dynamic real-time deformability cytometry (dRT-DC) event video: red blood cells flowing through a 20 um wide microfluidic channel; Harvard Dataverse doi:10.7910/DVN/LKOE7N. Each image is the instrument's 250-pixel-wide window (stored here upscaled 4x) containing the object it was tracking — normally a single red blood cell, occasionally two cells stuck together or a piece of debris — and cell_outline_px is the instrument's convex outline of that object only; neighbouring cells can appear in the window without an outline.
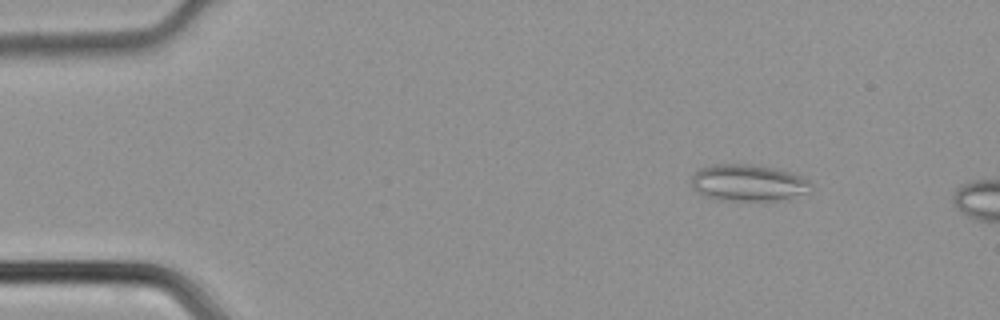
{"species": "common noctule bat (a hibernating species)", "species_latin": "Nyctalus noctula", "temperature_condition": "cold", "stored_images_in_passage": 7, "camera_frame_rate_fps": 3000, "um_per_image_px": 0.085, "animal": {"sex": "male", "body_mass_g": 21.5, "forearm_length_mm": 52.0}, "frame": {"image": 1, "passage_image": 2, "time_ms": 0.333, "image_size_px": [1000, 320], "cell_outline_px": [[812, 188], [788, 200], [716, 200], [700, 192], [692, 184], [692, 176], [700, 168], [716, 164], [752, 164], [772, 168], [804, 176], [812, 184]], "centroid_in_image_um": [63.64, 15.54], "position_along_channel_um": 21.4, "area_um2": 25.26}}